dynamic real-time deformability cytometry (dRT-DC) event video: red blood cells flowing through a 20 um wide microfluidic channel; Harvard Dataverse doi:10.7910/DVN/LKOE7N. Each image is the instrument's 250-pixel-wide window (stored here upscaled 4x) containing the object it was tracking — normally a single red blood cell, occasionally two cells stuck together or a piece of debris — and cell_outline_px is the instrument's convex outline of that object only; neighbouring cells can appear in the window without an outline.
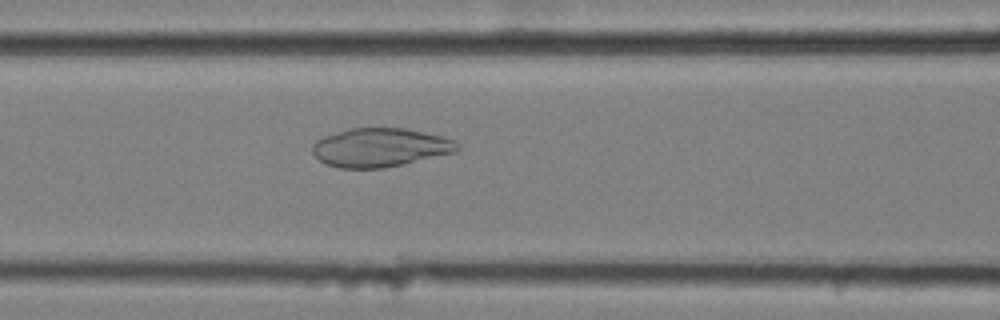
{"species": "common noctule bat (a hibernating species)", "species_latin": "Nyctalus noctula", "temperature_condition": "cold", "stored_images_in_passage": 39, "camera_frame_rate_fps": 3000, "um_per_image_px": 0.085, "animal": {"sex": "female", "body_mass_g": 25.1}, "frame": {"image": 1, "passage_image": 12, "time_ms": 3.667, "image_size_px": [1000, 320], "cell_outline_px": [[460, 148], [456, 152], [384, 168], [340, 168], [328, 164], [320, 160], [312, 152], [312, 144], [316, 140], [324, 136], [348, 128], [404, 128], [444, 136], [456, 140], [460, 144]], "centroid_in_image_um": [32.34, 12.52], "position_along_channel_um": 134.3, "area_um2": 32.77}}
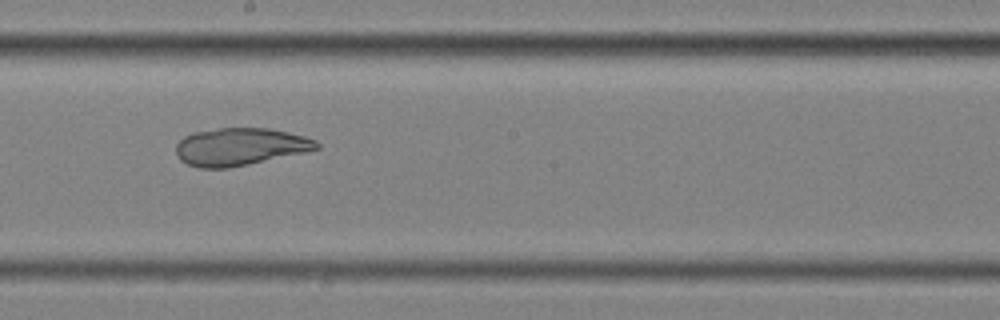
{"frame": {"image": 2, "passage_image": 20, "time_ms": 6.333, "image_size_px": [1000, 320], "cell_outline_px": [[320, 148], [308, 152], [228, 168], [200, 168], [188, 164], [180, 160], [176, 152], [176, 144], [184, 136], [196, 132], [216, 128], [268, 128], [288, 132], [304, 136], [316, 140], [320, 144]], "centroid_in_image_um": [20.43, 12.47], "position_along_channel_um": 227.8, "area_um2": 30.81}}
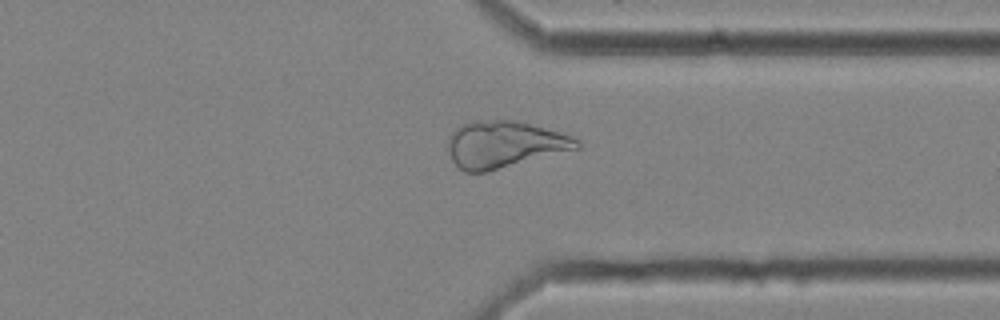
{"frame": {"image": 3, "passage_image": 32, "time_ms": 10.333, "image_size_px": [1000, 320], "cell_outline_px": [[580, 148], [488, 172], [464, 172], [452, 160], [448, 152], [448, 136], [456, 128], [464, 124], [476, 120], [516, 120], [560, 132], [572, 136], [580, 140]], "centroid_in_image_um": [42.87, 12.28], "position_along_channel_um": 368.5, "area_um2": 35.26}}